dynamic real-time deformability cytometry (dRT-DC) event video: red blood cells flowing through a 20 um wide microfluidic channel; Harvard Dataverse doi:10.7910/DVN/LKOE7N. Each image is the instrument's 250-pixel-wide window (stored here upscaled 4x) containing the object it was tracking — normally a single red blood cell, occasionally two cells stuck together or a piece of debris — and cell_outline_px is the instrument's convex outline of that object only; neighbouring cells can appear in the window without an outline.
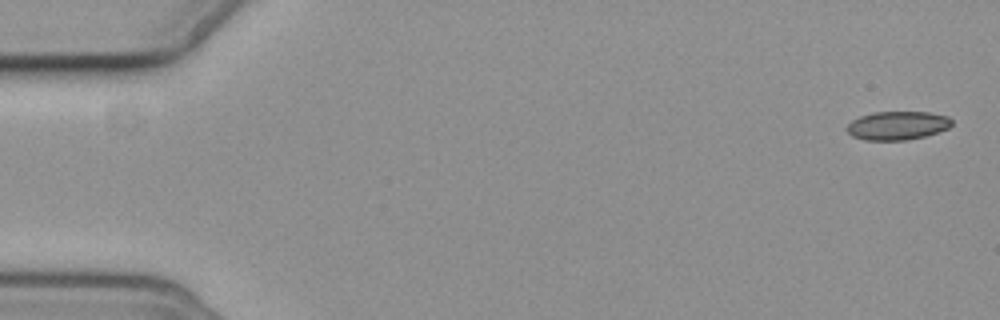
{"species": "common noctule bat (a hibernating species)", "species_latin": "Nyctalus noctula", "temperature_condition": "cold", "stored_images_in_passage": 6, "camera_frame_rate_fps": 3000, "um_per_image_px": 0.085, "animal": {"sex": "female", "body_mass_g": 19.3, "forearm_length_mm": 54.1}, "frame": {"image": 1, "passage_image": 1, "time_ms": 0.0, "image_size_px": [1000, 320], "cell_outline_px": [[952, 124], [948, 128], [924, 136], [904, 140], [864, 140], [852, 136], [848, 132], [848, 124], [852, 120], [860, 116], [872, 112], [928, 112], [948, 116], [952, 120]], "centroid_in_image_um": [76.27, 10.66], "position_along_channel_um": 8.7, "area_um2": 17.34}}
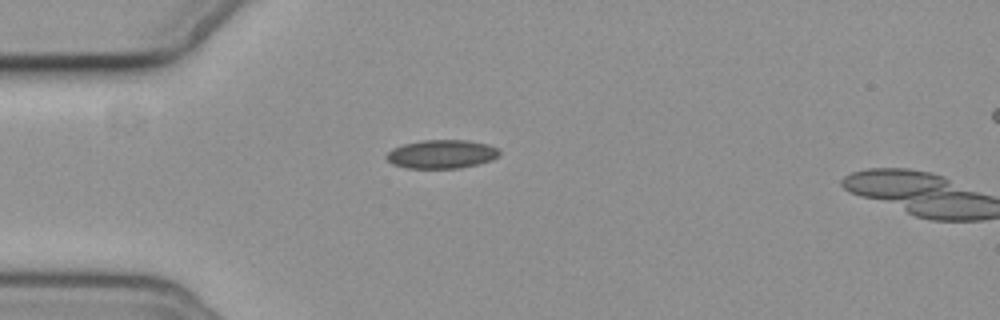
{"frame": {"image": 2, "passage_image": 5, "time_ms": 4.667, "image_size_px": [1000, 320], "cell_outline_px": [[500, 156], [492, 160], [460, 168], [408, 168], [392, 164], [384, 156], [392, 148], [404, 144], [420, 140], [468, 140], [488, 144], [496, 148], [500, 152]], "centroid_in_image_um": [37.53, 13.09], "position_along_channel_um": 47.5, "area_um2": 18.9}}